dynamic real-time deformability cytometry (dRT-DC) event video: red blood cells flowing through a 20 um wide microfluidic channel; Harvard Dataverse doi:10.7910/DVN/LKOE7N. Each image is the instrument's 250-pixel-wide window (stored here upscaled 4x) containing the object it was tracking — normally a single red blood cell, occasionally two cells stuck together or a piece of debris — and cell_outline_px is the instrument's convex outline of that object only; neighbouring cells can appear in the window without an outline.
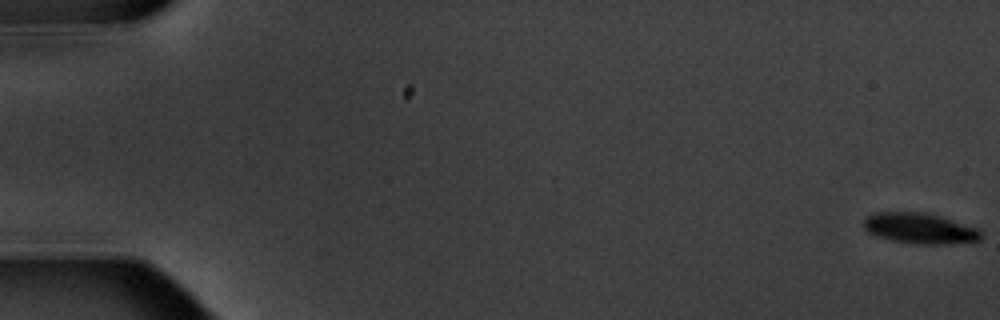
{"species": "common noctule bat (a hibernating species)", "species_latin": "Nyctalus noctula", "temperature_condition": "warm", "stored_images_in_passage": 6, "camera_frame_rate_fps": 3000, "um_per_image_px": 0.085, "animal": {"sex": "male", "body_mass_g": 20.1, "forearm_length_mm": 53.5}, "frame": {"image": 1, "passage_image": 1, "time_ms": 0.0, "image_size_px": [1000, 320], "cell_outline_px": [[980, 240], [948, 244], [920, 244], [892, 240], [876, 236], [868, 232], [864, 228], [864, 220], [868, 216], [876, 212], [928, 212], [980, 228]], "centroid_in_image_um": [78.2, 19.4], "position_along_channel_um": 6.8, "area_um2": 20.98}}
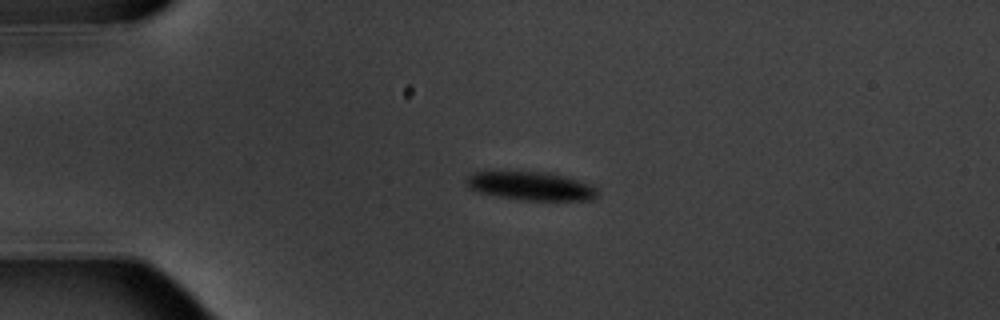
{"frame": {"image": 2, "passage_image": 5, "time_ms": 4.667, "image_size_px": [1000, 320], "cell_outline_px": [[600, 192], [592, 200], [524, 200], [496, 196], [476, 192], [468, 188], [464, 180], [468, 176], [476, 172], [556, 172], [588, 184], [596, 188]], "centroid_in_image_um": [45.12, 15.81], "position_along_channel_um": 39.9, "area_um2": 21.96}}